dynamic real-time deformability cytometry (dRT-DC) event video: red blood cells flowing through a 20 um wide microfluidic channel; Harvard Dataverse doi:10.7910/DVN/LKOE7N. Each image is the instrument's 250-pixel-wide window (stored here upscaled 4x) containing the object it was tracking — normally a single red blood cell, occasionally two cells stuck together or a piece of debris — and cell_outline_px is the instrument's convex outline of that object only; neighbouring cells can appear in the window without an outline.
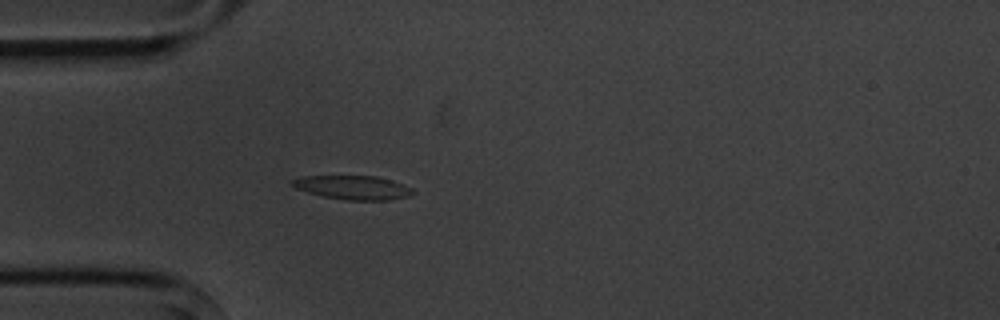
{"species": "common noctule bat (a hibernating species)", "species_latin": "Nyctalus noctula", "temperature_condition": "cold", "stored_images_in_passage": 4, "camera_frame_rate_fps": 3000, "um_per_image_px": 0.085, "animal": {"sex": "male", "body_mass_g": 20.1, "forearm_length_mm": 53.5}, "frame": {"image": 1, "passage_image": 4, "time_ms": 4.333, "image_size_px": [1000, 320], "cell_outline_px": [[416, 192], [408, 196], [392, 200], [348, 200], [324, 196], [308, 192], [296, 188], [292, 184], [292, 180], [304, 176], [376, 176], [392, 180], [412, 188]], "centroid_in_image_um": [30.06, 15.94], "position_along_channel_um": 54.9, "area_um2": 16.65}}